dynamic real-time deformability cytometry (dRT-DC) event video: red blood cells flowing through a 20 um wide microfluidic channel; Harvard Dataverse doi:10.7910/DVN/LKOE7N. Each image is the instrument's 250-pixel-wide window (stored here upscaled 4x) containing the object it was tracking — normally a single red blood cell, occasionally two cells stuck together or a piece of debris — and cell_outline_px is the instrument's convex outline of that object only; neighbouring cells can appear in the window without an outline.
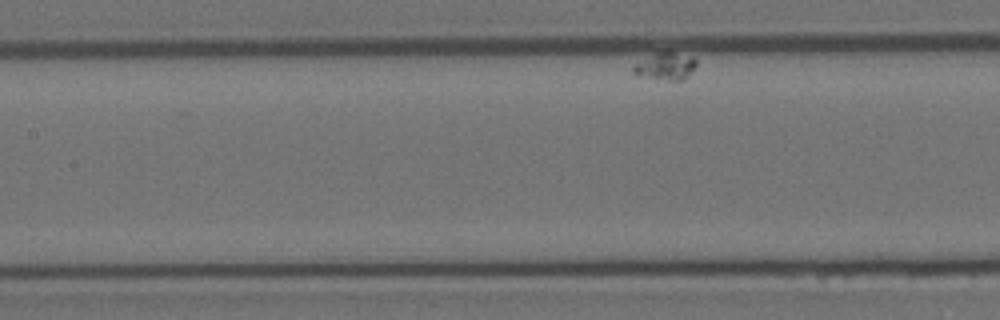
{"species": "Egyptian fruit bat (a non-hibernating species)", "species_latin": "Rousettus aegyptiacus", "temperature_condition": "room temperature", "stored_images_in_passage": 45, "camera_frame_rate_fps": 3000, "um_per_image_px": 0.085, "animal": {"sex": "female"}, "frame": {"image": 1, "passage_image": 14, "time_ms": 4.333, "image_size_px": [1000, 320], "cell_outline_px": [[696, 64], [688, 76], [684, 80], [668, 80], [636, 76], [632, 72], [632, 68], [636, 64], [656, 52], [664, 48], [692, 56], [696, 60]], "centroid_in_image_um": [56.58, 5.59], "position_along_channel_um": 150.8, "area_um2": 10.35}}
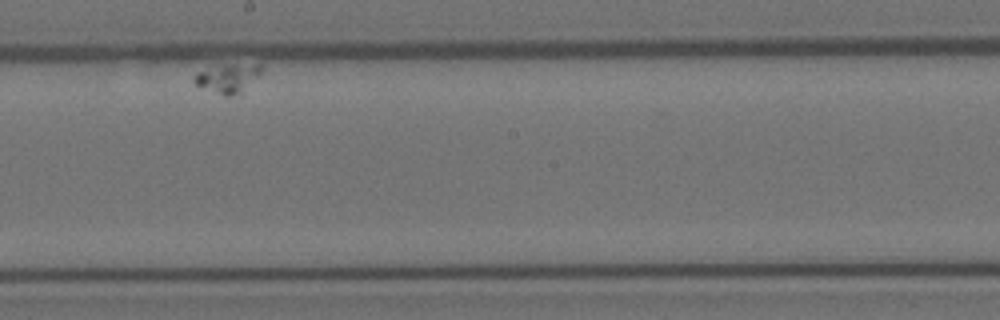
{"frame": {"image": 2, "passage_image": 26, "time_ms": 8.333, "image_size_px": [1000, 320], "cell_outline_px": [[260, 72], [244, 92], [228, 96], [224, 96], [196, 84], [192, 80], [196, 72], [220, 68], [252, 64], [260, 64]], "centroid_in_image_um": [19.37, 6.71], "position_along_channel_um": 228.8, "area_um2": 10.4}}
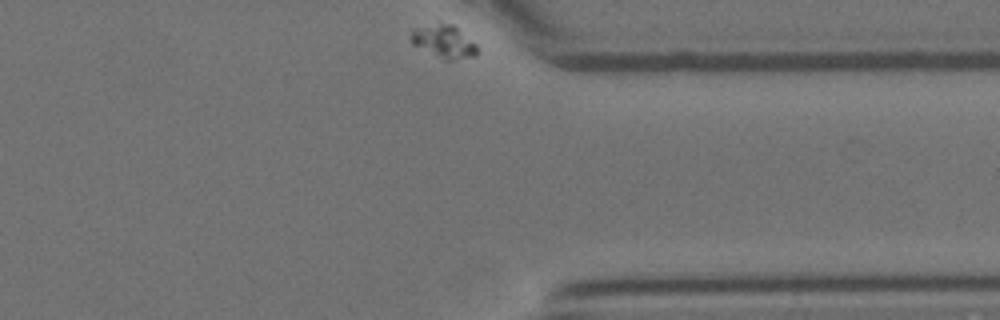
{"frame": {"image": 3, "passage_image": 45, "time_ms": 14.667, "image_size_px": [1000, 320], "cell_outline_px": [[476, 56], [452, 60], [444, 60], [412, 44], [412, 32], [416, 28], [440, 24], [452, 24], [476, 44]], "centroid_in_image_um": [37.75, 3.56], "position_along_channel_um": 373.6, "area_um2": 12.2}}